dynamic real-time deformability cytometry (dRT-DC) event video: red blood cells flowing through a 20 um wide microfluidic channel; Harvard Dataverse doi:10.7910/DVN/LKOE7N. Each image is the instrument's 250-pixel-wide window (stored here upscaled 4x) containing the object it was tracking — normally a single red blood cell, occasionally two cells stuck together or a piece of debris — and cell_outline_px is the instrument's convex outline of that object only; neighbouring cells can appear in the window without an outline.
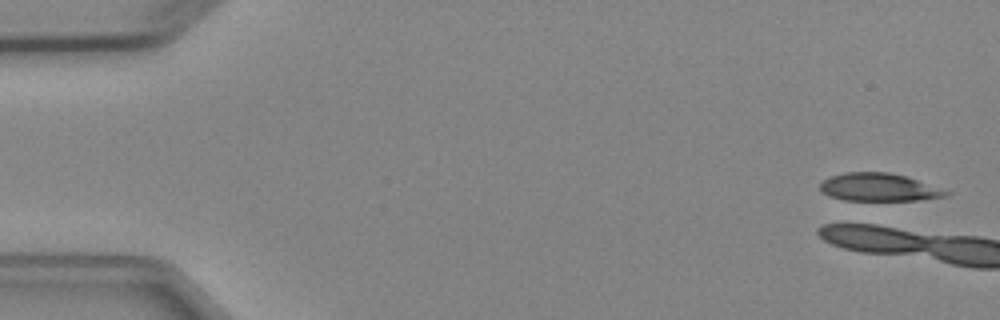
{"species": "Egyptian fruit bat (a non-hibernating species)", "species_latin": "Rousettus aegyptiacus", "temperature_condition": "cold", "stored_images_in_passage": 5, "camera_frame_rate_fps": 3000, "um_per_image_px": 0.085, "animal": {"sex": "female"}, "frame": {"image": 1, "passage_image": 1, "time_ms": 0.0, "image_size_px": [1000, 320], "cell_outline_px": [[952, 192], [948, 196], [916, 200], [844, 200], [828, 196], [820, 188], [820, 184], [824, 180], [832, 176], [844, 172], [888, 172], [908, 176]], "centroid_in_image_um": [74.74, 15.91], "position_along_channel_um": 10.3, "area_um2": 20.46}}
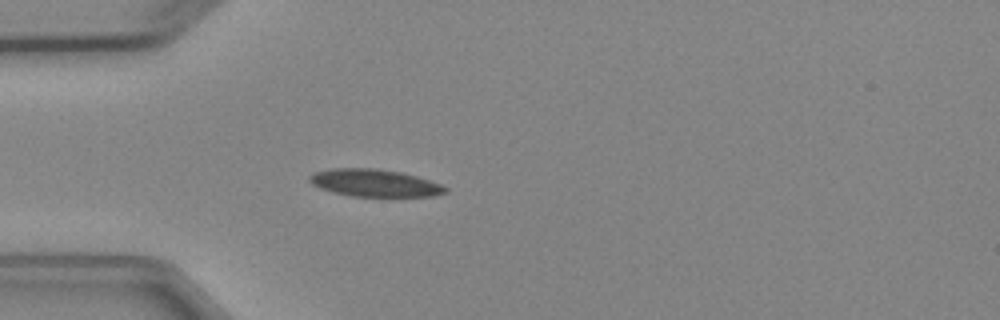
{"frame": {"image": 2, "passage_image": 5, "time_ms": 5.667, "image_size_px": [1000, 320], "cell_outline_px": [[448, 192], [432, 196], [352, 196], [332, 192], [320, 188], [312, 184], [308, 180], [308, 176], [312, 172], [332, 168], [376, 168], [400, 172], [416, 176], [440, 184], [448, 188]], "centroid_in_image_um": [31.79, 15.54], "position_along_channel_um": 53.2, "area_um2": 21.68}}